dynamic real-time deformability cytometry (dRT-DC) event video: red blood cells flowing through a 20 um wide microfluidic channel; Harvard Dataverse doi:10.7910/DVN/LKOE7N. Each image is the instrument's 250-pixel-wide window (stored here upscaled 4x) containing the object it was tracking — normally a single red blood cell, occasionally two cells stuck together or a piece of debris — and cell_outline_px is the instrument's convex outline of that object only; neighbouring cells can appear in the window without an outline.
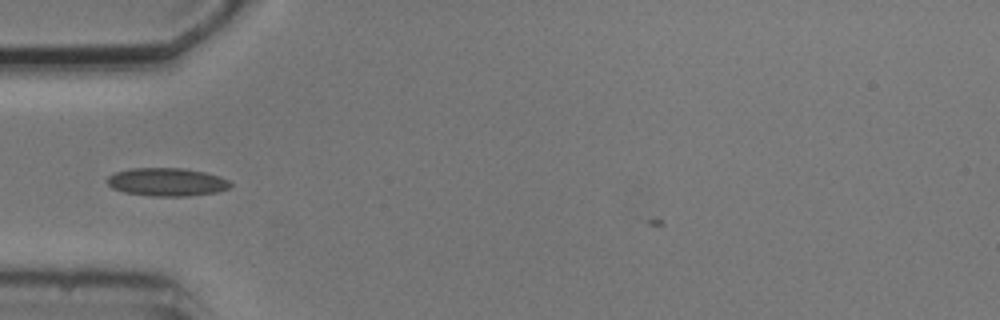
{"species": "common noctule bat (a hibernating species)", "species_latin": "Nyctalus noctula", "temperature_condition": "cold", "stored_images_in_passage": 3, "camera_frame_rate_fps": 3000, "um_per_image_px": 0.085, "animal": {"sex": "male", "body_mass_g": 20.5, "forearm_length_mm": 52.5}, "frame": {"image": 1, "passage_image": 3, "time_ms": 2.333, "image_size_px": [1000, 320], "cell_outline_px": [[232, 184], [228, 188], [216, 192], [188, 196], [152, 196], [124, 192], [112, 188], [108, 184], [108, 176], [116, 172], [132, 168], [184, 168], [204, 172], [220, 176], [228, 180]], "centroid_in_image_um": [14.19, 15.47], "position_along_channel_um": 70.8, "area_um2": 20.11}}